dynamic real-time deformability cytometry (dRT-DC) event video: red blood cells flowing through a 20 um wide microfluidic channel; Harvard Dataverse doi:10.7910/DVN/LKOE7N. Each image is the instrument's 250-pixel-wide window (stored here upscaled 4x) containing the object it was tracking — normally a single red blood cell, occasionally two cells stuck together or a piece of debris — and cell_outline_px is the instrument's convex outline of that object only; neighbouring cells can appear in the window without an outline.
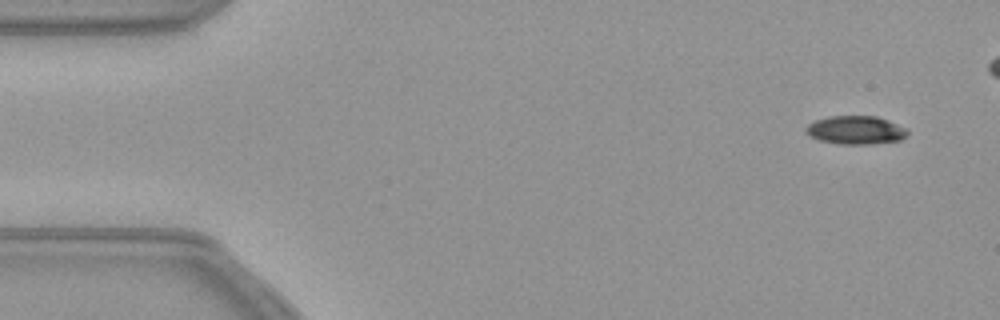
{"species": "common noctule bat (a hibernating species)", "species_latin": "Nyctalus noctula", "temperature_condition": "warm", "stored_images_in_passage": 48, "camera_frame_rate_fps": 3000, "um_per_image_px": 0.085, "animal": {"sex": "female", "body_mass_g": 21.9}, "frame": {"image": 1, "passage_image": 1, "time_ms": 0.0, "image_size_px": [1000, 320], "cell_outline_px": [[908, 132], [900, 140], [872, 144], [840, 144], [820, 140], [808, 136], [804, 132], [804, 128], [808, 124], [816, 120], [828, 116], [876, 116], [888, 120], [908, 128]], "centroid_in_image_um": [72.71, 11.05], "position_along_channel_um": 12.3, "area_um2": 16.94}}
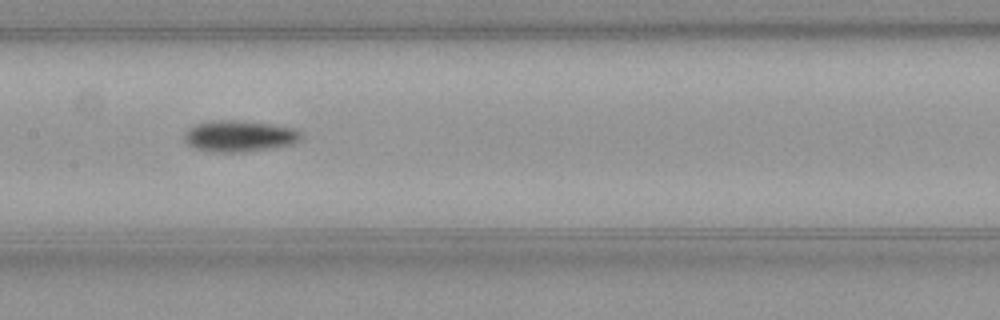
{"frame": {"image": 2, "passage_image": 24, "time_ms": 7.667, "image_size_px": [1000, 320], "cell_outline_px": [[304, 136], [300, 140], [292, 144], [244, 152], [208, 152], [192, 148], [184, 140], [184, 132], [192, 124], [212, 120], [240, 120], [272, 124], [296, 128]], "centroid_in_image_um": [20.3, 11.56], "position_along_channel_um": 187.1, "area_um2": 21.73}}
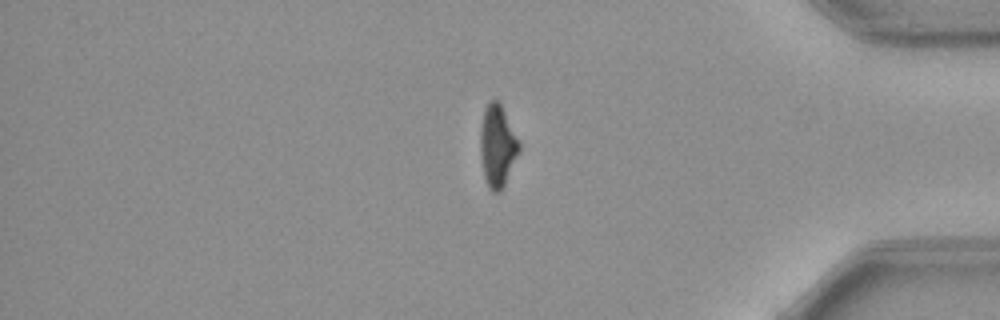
{"frame": {"image": 3, "passage_image": 43, "time_ms": 14.0, "image_size_px": [1000, 320], "cell_outline_px": [[520, 152], [500, 192], [492, 192], [488, 188], [484, 176], [480, 156], [480, 128], [484, 108], [488, 100], [496, 100], [500, 104], [520, 144]], "centroid_in_image_um": [42.26, 12.42], "position_along_channel_um": 392.9, "area_um2": 18.44}}